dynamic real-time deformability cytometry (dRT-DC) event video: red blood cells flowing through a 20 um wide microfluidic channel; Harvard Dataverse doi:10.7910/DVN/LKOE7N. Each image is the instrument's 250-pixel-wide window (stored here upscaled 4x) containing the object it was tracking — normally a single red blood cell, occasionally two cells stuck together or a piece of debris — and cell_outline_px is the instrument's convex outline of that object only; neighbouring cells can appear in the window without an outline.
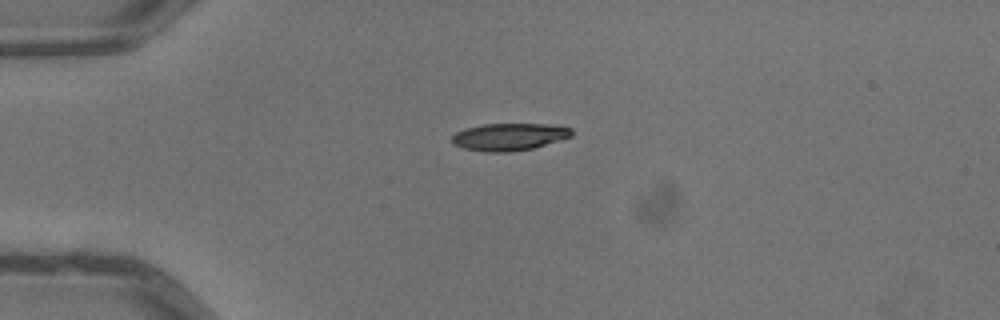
{"species": "common noctule bat (a hibernating species)", "species_latin": "Nyctalus noctula", "temperature_condition": "warm", "stored_images_in_passage": 2, "camera_frame_rate_fps": 3000, "um_per_image_px": 0.085, "animal": {"sex": "male", "body_mass_g": 13.3}, "frame": {"image": 1, "passage_image": 1, "time_ms": 0.0, "image_size_px": [1000, 320], "cell_outline_px": [[572, 136], [560, 140], [532, 148], [508, 152], [484, 152], [464, 148], [452, 144], [452, 136], [456, 132], [464, 128], [484, 124], [548, 124], [572, 128]], "centroid_in_image_um": [43.25, 11.63], "position_along_channel_um": 41.7, "area_um2": 19.02}}